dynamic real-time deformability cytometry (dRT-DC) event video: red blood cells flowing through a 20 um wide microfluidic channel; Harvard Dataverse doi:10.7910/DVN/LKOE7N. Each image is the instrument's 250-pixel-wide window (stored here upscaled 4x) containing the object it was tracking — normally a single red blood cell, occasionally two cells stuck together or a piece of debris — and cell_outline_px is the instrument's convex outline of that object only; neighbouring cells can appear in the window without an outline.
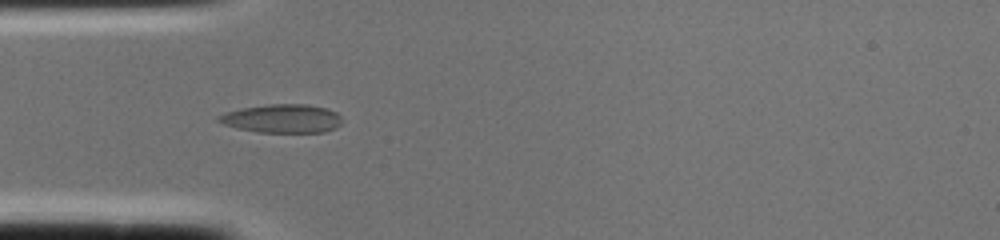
{"species": "common noctule bat (a hibernating species)", "species_latin": "Nyctalus noctula", "temperature_condition": "cold", "stored_images_in_passage": 1, "camera_frame_rate_fps": 3000, "um_per_image_px": 0.085, "animal": {"sex": "female", "body_mass_g": 22.0, "forearm_length_mm": 56.7}, "frame": {"image": 1, "passage_image": 1, "time_ms": 0.0, "image_size_px": [1000, 240], "cell_outline_px": [[340, 124], [336, 128], [324, 132], [256, 132], [236, 128], [224, 124], [216, 120], [216, 116], [224, 112], [240, 108], [268, 104], [308, 104], [328, 108], [336, 112], [340, 116]], "centroid_in_image_um": [23.95, 10.07], "position_along_channel_um": 61.0, "area_um2": 20.75}}